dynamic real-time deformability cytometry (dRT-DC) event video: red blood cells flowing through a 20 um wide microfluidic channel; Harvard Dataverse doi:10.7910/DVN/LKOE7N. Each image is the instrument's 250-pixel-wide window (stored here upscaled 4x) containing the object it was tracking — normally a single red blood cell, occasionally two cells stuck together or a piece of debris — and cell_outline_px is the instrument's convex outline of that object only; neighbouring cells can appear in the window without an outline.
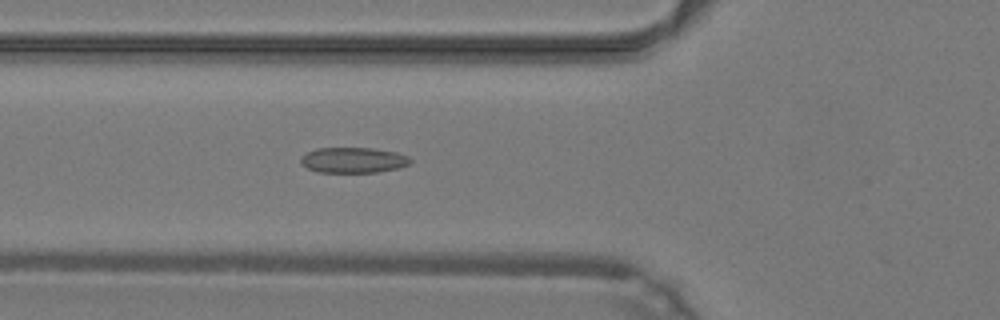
{"species": "common noctule bat (a hibernating species)", "species_latin": "Nyctalus noctula", "temperature_condition": "warm", "stored_images_in_passage": 42, "camera_frame_rate_fps": 3000, "um_per_image_px": 0.085, "animal": {"sex": "male", "body_mass_g": 19.2, "forearm_length_mm": 51.8}, "frame": {"image": 1, "passage_image": 18, "time_ms": 5.667, "image_size_px": [1000, 320], "cell_outline_px": [[412, 160], [408, 164], [396, 168], [376, 172], [320, 172], [308, 168], [300, 164], [300, 156], [316, 148], [372, 148], [396, 152], [408, 156]], "centroid_in_image_um": [29.99, 13.6], "position_along_channel_um": 95.8, "area_um2": 16.18}}
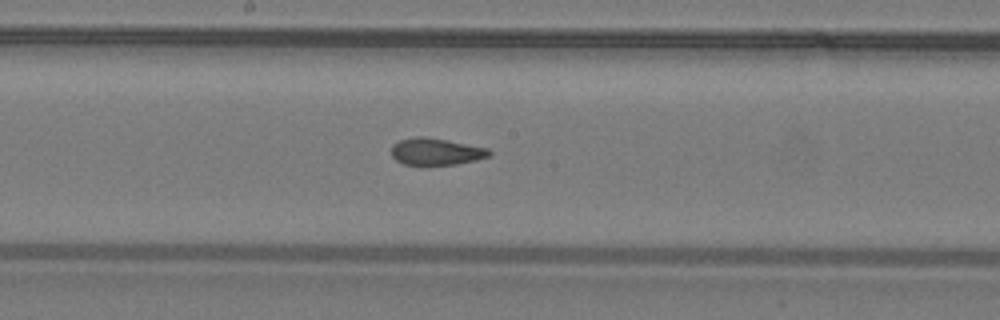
{"frame": {"image": 2, "passage_image": 26, "time_ms": 8.333, "image_size_px": [1000, 320], "cell_outline_px": [[492, 152], [488, 156], [476, 160], [456, 164], [404, 164], [396, 160], [392, 156], [392, 144], [400, 140], [416, 136], [424, 136], [488, 148]], "centroid_in_image_um": [37.05, 12.87], "position_along_channel_um": 211.2, "area_um2": 15.09}}
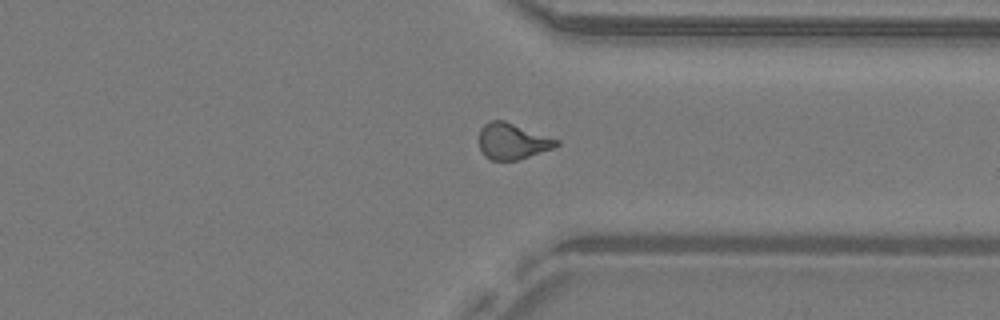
{"frame": {"image": 3, "passage_image": 37, "time_ms": 12.0, "image_size_px": [1000, 320], "cell_outline_px": [[560, 144], [552, 148], [516, 160], [492, 160], [484, 156], [480, 148], [480, 128], [488, 120], [504, 120], [560, 140]], "centroid_in_image_um": [43.54, 11.99], "position_along_channel_um": 367.9, "area_um2": 16.13}}